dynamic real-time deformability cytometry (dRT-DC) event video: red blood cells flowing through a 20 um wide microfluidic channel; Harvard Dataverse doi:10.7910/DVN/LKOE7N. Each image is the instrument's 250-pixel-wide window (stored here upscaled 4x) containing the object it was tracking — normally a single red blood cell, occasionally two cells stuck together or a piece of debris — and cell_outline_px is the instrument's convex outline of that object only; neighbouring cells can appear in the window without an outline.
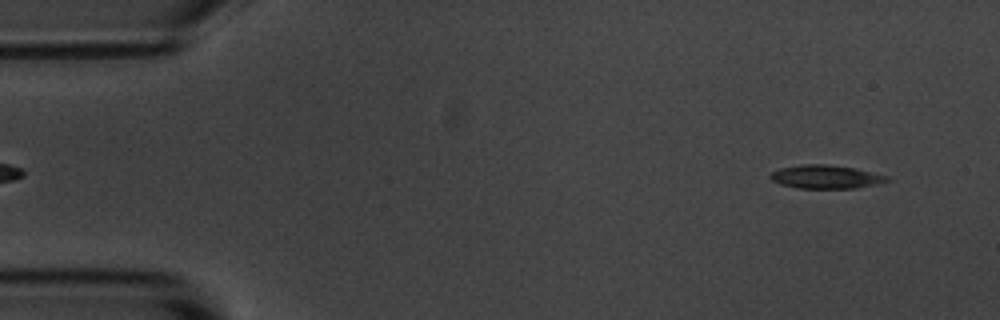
{"species": "common noctule bat (a hibernating species)", "species_latin": "Nyctalus noctula", "temperature_condition": "room temperature", "stored_images_in_passage": 4, "camera_frame_rate_fps": 3000, "um_per_image_px": 0.085, "animal": {"sex": "male", "body_mass_g": 20.1, "forearm_length_mm": 53.5}, "frame": {"image": 1, "passage_image": 1, "time_ms": 0.0, "image_size_px": [1000, 320], "cell_outline_px": [[892, 180], [876, 184], [856, 188], [796, 188], [780, 184], [772, 180], [768, 176], [772, 172], [780, 168], [800, 164], [824, 164], [852, 168], [888, 176]], "centroid_in_image_um": [70.16, 15.03], "position_along_channel_um": 14.8, "area_um2": 15.84}}
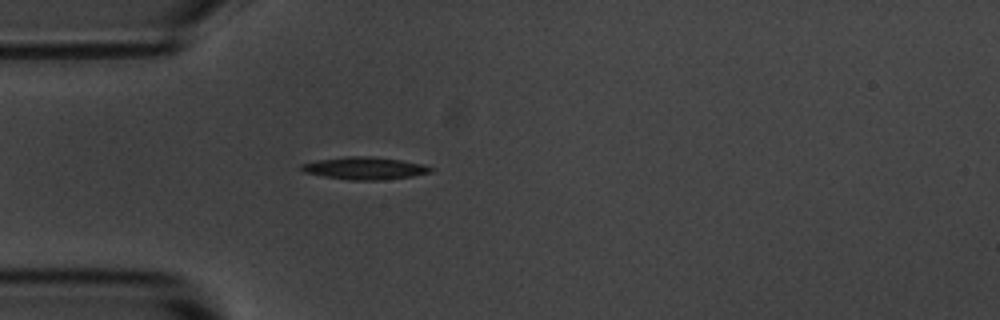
{"frame": {"image": 2, "passage_image": 4, "time_ms": 3.667, "image_size_px": [1000, 320], "cell_outline_px": [[436, 168], [432, 172], [412, 176], [384, 180], [348, 180], [324, 176], [304, 172], [300, 168], [300, 164], [316, 160], [344, 156], [368, 156], [400, 160], [424, 164]], "centroid_in_image_um": [31.01, 14.3], "position_along_channel_um": 54.0, "area_um2": 17.05}}